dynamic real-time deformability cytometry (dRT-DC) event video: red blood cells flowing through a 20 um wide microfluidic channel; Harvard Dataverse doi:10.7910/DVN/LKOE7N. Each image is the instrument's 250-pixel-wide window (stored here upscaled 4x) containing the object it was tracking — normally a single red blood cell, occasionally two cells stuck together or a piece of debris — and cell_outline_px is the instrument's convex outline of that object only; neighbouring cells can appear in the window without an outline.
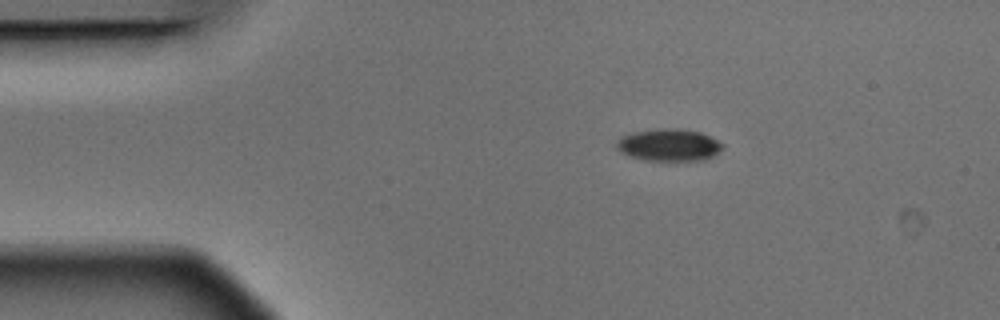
{"species": "Egyptian fruit bat (a non-hibernating species)", "species_latin": "Rousettus aegyptiacus", "temperature_condition": "warm", "stored_images_in_passage": 4, "camera_frame_rate_fps": 3000, "um_per_image_px": 0.085, "animal": {"sex": "male"}, "frame": {"image": 1, "passage_image": 3, "time_ms": 0.667, "image_size_px": [1000, 320], "cell_outline_px": [[724, 144], [708, 160], [644, 160], [620, 152], [616, 148], [616, 140], [620, 136], [632, 132], [664, 128], [676, 128], [700, 132]], "centroid_in_image_um": [56.8, 12.32], "position_along_channel_um": 28.2, "area_um2": 19.71}}